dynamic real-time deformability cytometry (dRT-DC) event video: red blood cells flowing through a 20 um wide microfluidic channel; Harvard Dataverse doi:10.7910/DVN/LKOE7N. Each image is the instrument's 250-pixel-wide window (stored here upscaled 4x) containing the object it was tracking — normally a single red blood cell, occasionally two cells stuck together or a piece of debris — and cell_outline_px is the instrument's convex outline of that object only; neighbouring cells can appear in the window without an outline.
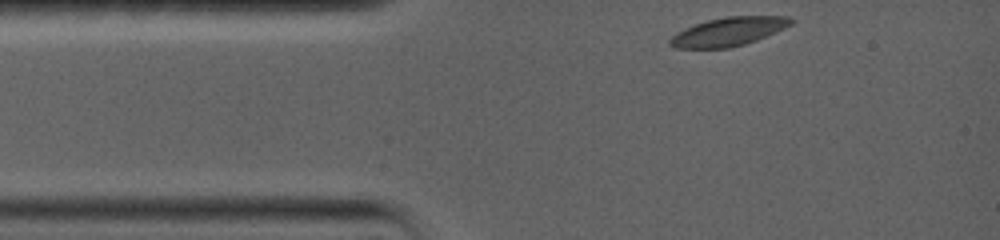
{"species": "common noctule bat (a hibernating species)", "species_latin": "Nyctalus noctula", "temperature_condition": "warm", "stored_images_in_passage": 66, "camera_frame_rate_fps": 5000, "um_per_image_px": 0.085, "animal": {"sex": "female", "body_mass_g": 19.0, "forearm_length_mm": 56.7}, "frame": {"image": 1, "passage_image": 1, "time_ms": 0.0, "image_size_px": [1000, 240], "cell_outline_px": [[796, 20], [792, 24], [776, 32], [756, 40], [744, 44], [728, 48], [672, 48], [668, 44], [668, 40], [676, 32], [684, 28], [708, 20], [724, 16], [792, 16]], "centroid_in_image_um": [61.92, 2.68], "position_along_channel_um": 23.1, "area_um2": 20.35}}
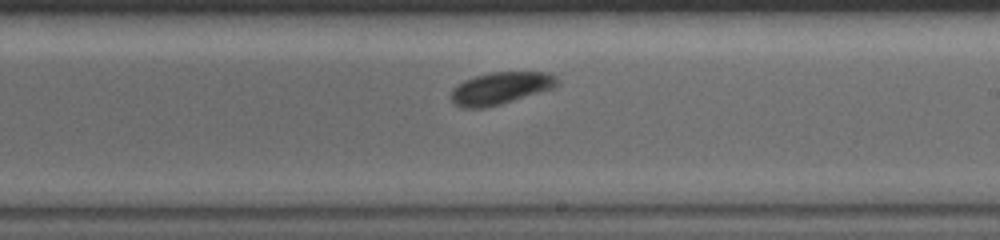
{"frame": {"image": 2, "passage_image": 37, "time_ms": 6.8, "image_size_px": [1000, 240], "cell_outline_px": [[560, 84], [552, 88], [500, 104], [484, 108], [460, 108], [448, 96], [452, 88], [456, 84], [464, 80], [476, 76], [492, 72], [552, 72], [560, 80]], "centroid_in_image_um": [42.53, 7.49], "position_along_channel_um": 246.5, "area_um2": 20.06}}
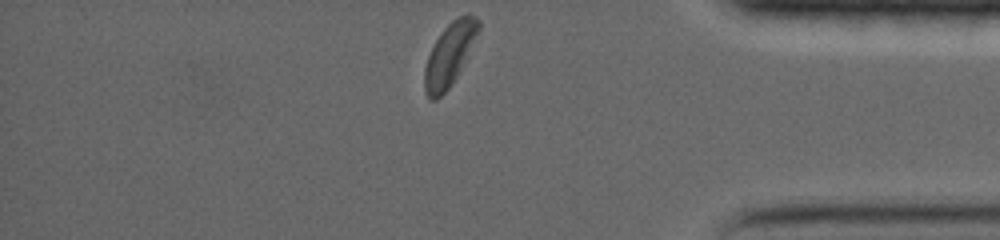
{"frame": {"image": 3, "passage_image": 66, "time_ms": 11.4, "image_size_px": [1000, 240], "cell_outline_px": [[480, 28], [456, 76], [448, 88], [436, 100], [428, 100], [424, 92], [424, 68], [428, 56], [436, 40], [444, 28], [452, 20], [460, 16], [472, 16], [480, 20]], "centroid_in_image_um": [38.16, 4.67], "position_along_channel_um": 397.0, "area_um2": 19.07}, "authors_computed_cell_mechanics": {"area_um2": 20.2589, "velocity_mm_per_s": 3.7281, "shape_relaxation_time_tau1_ms": 3.0434, "shape_relaxation_time_tau2_ms": null, "deformation_change_tau1": 0.1465, "deformation_change_tau2": null}}